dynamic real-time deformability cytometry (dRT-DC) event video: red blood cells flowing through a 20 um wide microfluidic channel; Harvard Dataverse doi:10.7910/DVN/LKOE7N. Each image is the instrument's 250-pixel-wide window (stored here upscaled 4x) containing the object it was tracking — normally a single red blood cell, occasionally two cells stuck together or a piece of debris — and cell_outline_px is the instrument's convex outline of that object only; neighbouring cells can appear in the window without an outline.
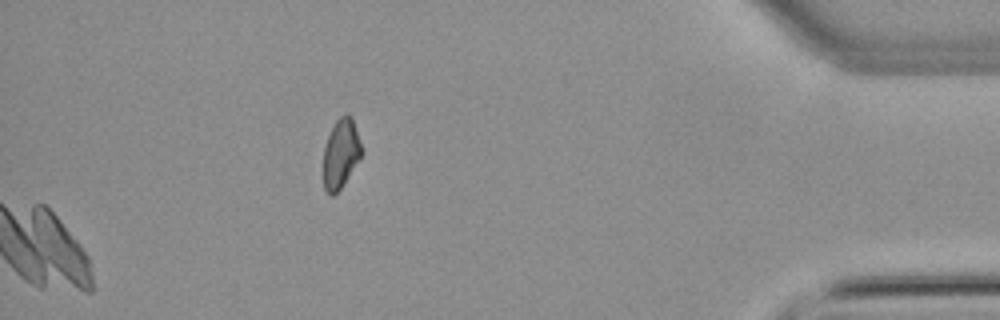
{"species": "common noctule bat (a hibernating species)", "species_latin": "Nyctalus noctula", "temperature_condition": "warm", "stored_images_in_passage": 55, "camera_frame_rate_fps": 3000, "um_per_image_px": 0.085, "animal": {"sex": "male", "body_mass_g": 21.5, "forearm_length_mm": 52.0}, "frame": {"image": 1, "passage_image": 55, "time_ms": 18.0, "image_size_px": [1000, 320], "cell_outline_px": [[364, 152], [340, 188], [332, 196], [324, 188], [324, 148], [328, 136], [336, 120], [340, 116], [348, 112], [352, 116]], "centroid_in_image_um": [28.99, 12.99], "position_along_channel_um": 406.2, "area_um2": 15.26}}